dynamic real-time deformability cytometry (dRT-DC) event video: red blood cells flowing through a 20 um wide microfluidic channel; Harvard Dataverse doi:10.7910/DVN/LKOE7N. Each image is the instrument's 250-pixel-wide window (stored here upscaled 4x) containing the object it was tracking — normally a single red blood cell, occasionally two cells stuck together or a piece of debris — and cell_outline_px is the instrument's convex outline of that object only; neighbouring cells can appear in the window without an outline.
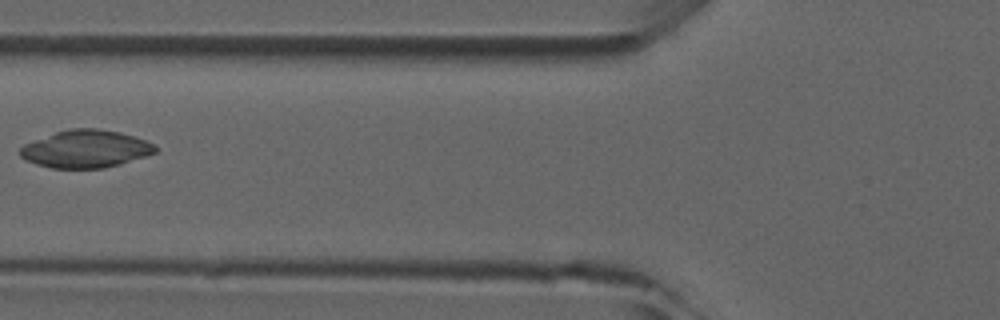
{"species": "common noctule bat (a hibernating species)", "species_latin": "Nyctalus noctula", "temperature_condition": "room temperature", "stored_images_in_passage": 6, "camera_frame_rate_fps": 3000, "um_per_image_px": 0.085, "animal": {"sex": "male", "forearm_length_mm": 52.5}, "frame": {"image": 1, "passage_image": 5, "time_ms": 4.667, "image_size_px": [1000, 320], "cell_outline_px": [[156, 152], [120, 164], [104, 168], [52, 168], [36, 164], [20, 156], [20, 148], [24, 144], [56, 132], [68, 128], [96, 128], [120, 132], [136, 136], [152, 144], [156, 148]], "centroid_in_image_um": [7.28, 12.65], "position_along_channel_um": 118.5, "area_um2": 29.36}}
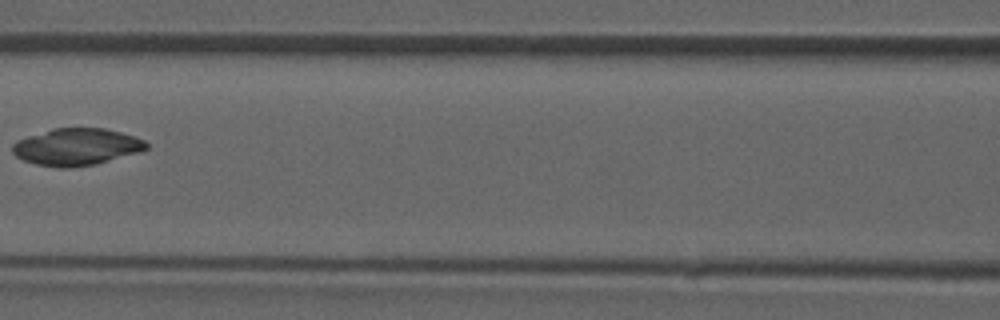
{"frame": {"image": 2, "passage_image": 6, "time_ms": 5.667, "image_size_px": [1000, 320], "cell_outline_px": [[148, 148], [140, 152], [96, 164], [72, 168], [60, 168], [36, 164], [24, 160], [16, 156], [12, 152], [12, 144], [16, 140], [52, 128], [104, 128], [136, 136], [144, 140], [148, 144]], "centroid_in_image_um": [6.51, 12.48], "position_along_channel_um": 160.1, "area_um2": 29.02}}